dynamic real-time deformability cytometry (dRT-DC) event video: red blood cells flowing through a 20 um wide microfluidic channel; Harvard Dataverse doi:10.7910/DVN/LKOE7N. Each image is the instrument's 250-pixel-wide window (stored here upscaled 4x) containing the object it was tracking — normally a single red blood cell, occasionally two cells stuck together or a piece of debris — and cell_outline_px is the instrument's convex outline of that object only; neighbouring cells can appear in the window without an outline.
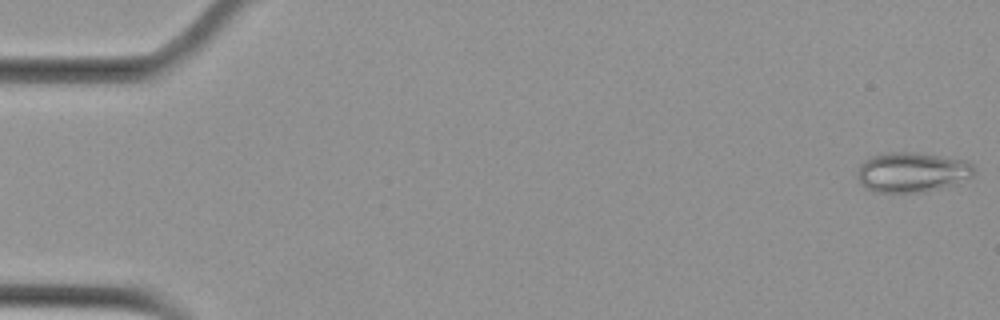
{"species": "Egyptian fruit bat (a non-hibernating species)", "species_latin": "Rousettus aegyptiacus", "temperature_condition": "cold", "stored_images_in_passage": 5, "camera_frame_rate_fps": 3000, "um_per_image_px": 0.085, "animal": {"sex": "female"}, "frame": {"image": 1, "passage_image": 1, "time_ms": 0.0, "image_size_px": [1000, 320], "cell_outline_px": [[972, 176], [956, 184], [924, 192], [872, 192], [860, 184], [856, 172], [860, 164], [864, 160], [872, 156], [892, 152], [912, 152], [968, 160], [972, 164]], "centroid_in_image_um": [77.49, 14.64], "position_along_channel_um": 7.5, "area_um2": 27.17}}